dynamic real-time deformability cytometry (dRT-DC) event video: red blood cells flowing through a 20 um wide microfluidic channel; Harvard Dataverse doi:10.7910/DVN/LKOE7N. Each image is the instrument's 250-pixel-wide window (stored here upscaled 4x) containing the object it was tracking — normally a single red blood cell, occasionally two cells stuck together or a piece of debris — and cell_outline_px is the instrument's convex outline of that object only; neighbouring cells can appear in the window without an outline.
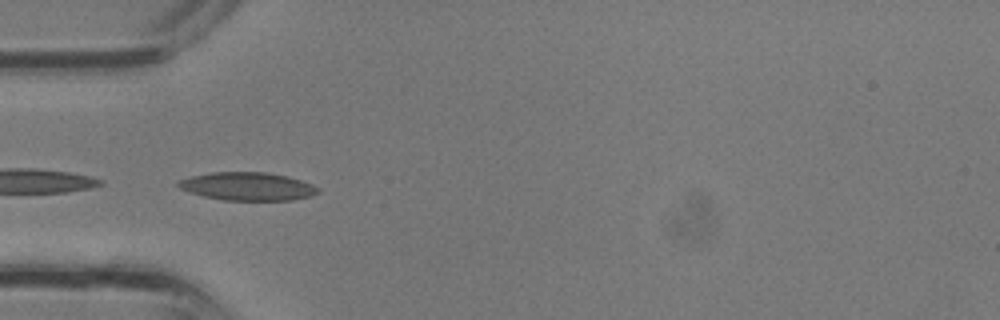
{"species": "common noctule bat (a hibernating species)", "species_latin": "Nyctalus noctula", "temperature_condition": "room temperature", "stored_images_in_passage": 18, "camera_frame_rate_fps": 3000, "um_per_image_px": 0.085, "animal": {"sex": "male", "body_mass_g": 13.3}, "frame": {"image": 1, "passage_image": 3, "time_ms": 0.667, "image_size_px": [1000, 320], "cell_outline_px": [[320, 192], [312, 196], [292, 200], [224, 200], [204, 196], [188, 192], [180, 188], [176, 184], [176, 180], [192, 176], [212, 172], [268, 172], [288, 176], [312, 184], [320, 188]], "centroid_in_image_um": [21.05, 15.84], "position_along_channel_um": 63.9, "area_um2": 23.06}}